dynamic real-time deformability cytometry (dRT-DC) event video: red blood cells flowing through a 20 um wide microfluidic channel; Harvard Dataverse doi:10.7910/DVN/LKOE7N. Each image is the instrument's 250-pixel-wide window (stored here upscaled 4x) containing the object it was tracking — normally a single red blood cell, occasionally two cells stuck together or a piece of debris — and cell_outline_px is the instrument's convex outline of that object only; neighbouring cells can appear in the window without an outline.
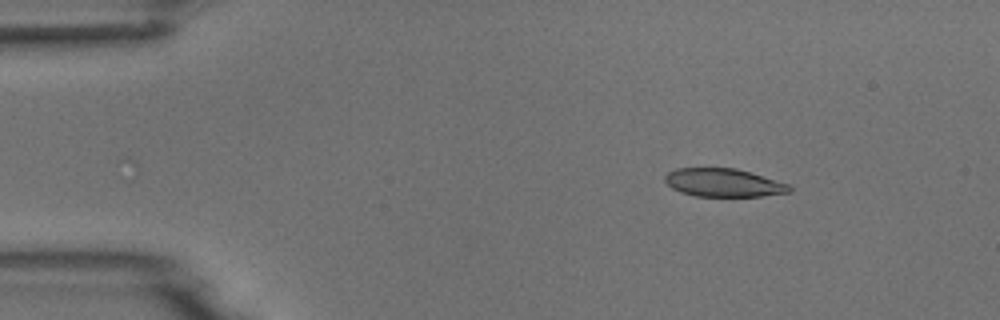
{"species": "common noctule bat (a hibernating species)", "species_latin": "Nyctalus noctula", "temperature_condition": "room temperature", "stored_images_in_passage": 4, "camera_frame_rate_fps": 3000, "um_per_image_px": 0.085, "animal": {"sex": "male", "body_mass_g": 18.8}, "frame": {"image": 1, "passage_image": 4, "time_ms": 4.0, "image_size_px": [1000, 320], "cell_outline_px": [[792, 192], [760, 196], [696, 196], [680, 192], [672, 188], [664, 180], [664, 176], [668, 172], [676, 168], [736, 168], [788, 184], [792, 188]], "centroid_in_image_um": [61.47, 15.53], "position_along_channel_um": 23.5, "area_um2": 20.35}}